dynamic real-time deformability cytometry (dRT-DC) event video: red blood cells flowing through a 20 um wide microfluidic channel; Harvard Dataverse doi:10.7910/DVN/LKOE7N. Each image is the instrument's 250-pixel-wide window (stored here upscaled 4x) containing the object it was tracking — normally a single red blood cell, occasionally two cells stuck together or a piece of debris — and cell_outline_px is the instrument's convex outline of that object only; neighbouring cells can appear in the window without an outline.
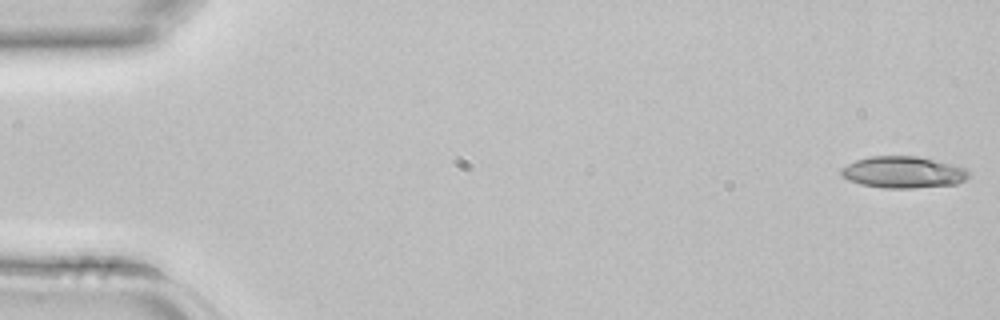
{"species": "common noctule bat (a hibernating species)", "species_latin": "Nyctalus noctula", "temperature_condition": "room temperature", "stored_images_in_passage": 4, "camera_frame_rate_fps": 3000, "um_per_image_px": 0.085, "animal": {"sex": "female", "body_mass_g": 22.7, "forearm_length_mm": 54.2}, "frame": {"image": 1, "passage_image": 1, "time_ms": 0.0, "image_size_px": [1000, 320], "cell_outline_px": [[968, 176], [964, 180], [956, 184], [912, 188], [884, 188], [860, 184], [848, 180], [840, 176], [840, 168], [856, 160], [872, 156], [920, 156], [968, 168]], "centroid_in_image_um": [76.75, 14.63], "position_along_channel_um": 8.2, "area_um2": 23.64}}
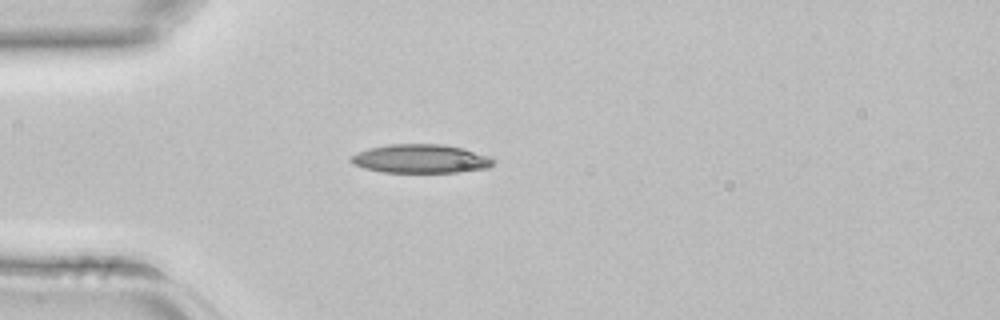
{"frame": {"image": 2, "passage_image": 4, "time_ms": 1.0, "image_size_px": [1000, 320], "cell_outline_px": [[492, 164], [488, 168], [460, 172], [384, 172], [364, 168], [352, 164], [352, 156], [368, 148], [392, 144], [440, 144], [464, 148], [492, 156]], "centroid_in_image_um": [35.81, 13.49], "position_along_channel_um": 49.2, "area_um2": 23.7}}